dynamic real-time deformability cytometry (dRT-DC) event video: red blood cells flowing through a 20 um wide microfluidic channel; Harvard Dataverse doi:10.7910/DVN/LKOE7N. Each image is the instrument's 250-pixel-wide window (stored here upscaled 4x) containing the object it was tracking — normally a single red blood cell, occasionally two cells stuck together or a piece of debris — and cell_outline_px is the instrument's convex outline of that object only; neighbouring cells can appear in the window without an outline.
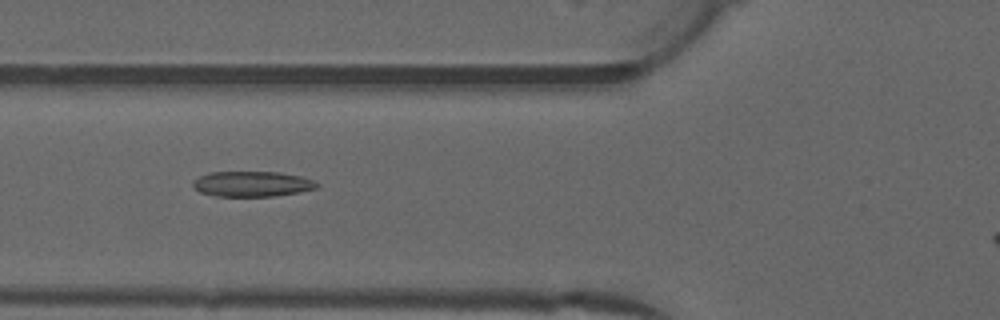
{"species": "common noctule bat (a hibernating species)", "species_latin": "Nyctalus noctula", "temperature_condition": "warm", "stored_images_in_passage": 35, "camera_frame_rate_fps": 3000, "um_per_image_px": 0.085, "animal": {"sex": "male", "forearm_length_mm": 52.5}, "frame": {"image": 1, "passage_image": 5, "time_ms": 1.333, "image_size_px": [1000, 320], "cell_outline_px": [[320, 184], [316, 188], [300, 192], [272, 196], [212, 196], [200, 192], [192, 184], [192, 180], [208, 172], [280, 172], [300, 176], [312, 180]], "centroid_in_image_um": [21.41, 15.63], "position_along_channel_um": 104.4, "area_um2": 18.32}}
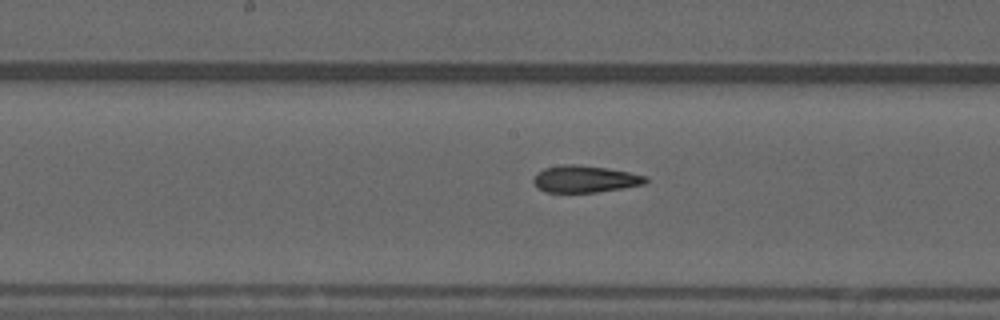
{"frame": {"image": 2, "passage_image": 12, "time_ms": 3.667, "image_size_px": [1000, 320], "cell_outline_px": [[648, 180], [644, 184], [624, 188], [596, 192], [548, 192], [536, 188], [532, 180], [536, 172], [544, 168], [564, 164], [576, 164], [608, 168], [648, 176]], "centroid_in_image_um": [49.7, 15.21], "position_along_channel_um": 198.5, "area_um2": 17.74}}
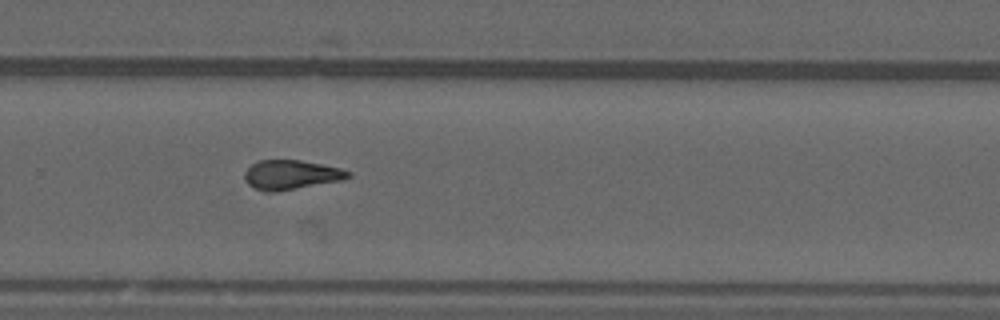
{"frame": {"image": 3, "passage_image": 20, "time_ms": 6.333, "image_size_px": [1000, 320], "cell_outline_px": [[352, 176], [340, 180], [276, 192], [264, 192], [248, 184], [244, 180], [244, 172], [252, 164], [260, 160], [300, 160], [340, 168], [352, 172]], "centroid_in_image_um": [24.72, 14.86], "position_along_channel_um": 305.1, "area_um2": 17.63}}